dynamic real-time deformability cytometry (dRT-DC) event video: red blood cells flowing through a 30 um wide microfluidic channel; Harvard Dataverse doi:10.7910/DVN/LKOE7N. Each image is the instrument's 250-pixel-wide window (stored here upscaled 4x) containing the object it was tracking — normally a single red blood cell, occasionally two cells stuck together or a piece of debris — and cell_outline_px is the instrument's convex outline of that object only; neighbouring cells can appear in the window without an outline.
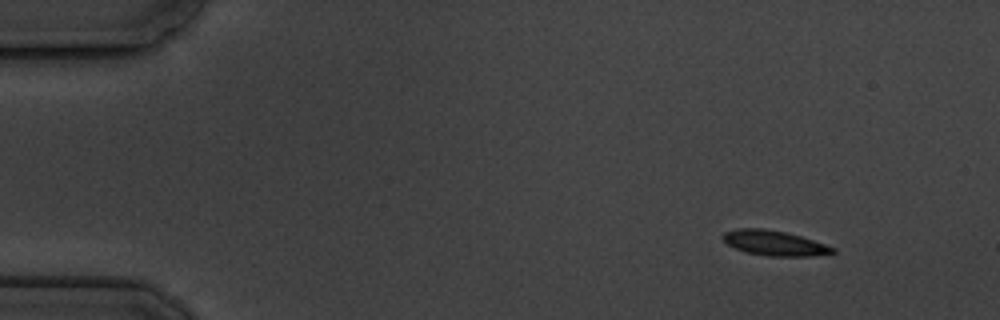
{"species": "common noctule bat (a hibernating species)", "species_latin": "Nyctalus noctula", "temperature_condition": "cold", "stored_images_in_passage": 9, "segment_of_instrument_passage": [1, 2], "camera_frame_rate_fps": 3000, "um_per_image_px": 0.085, "animal": {"sex": "male", "body_mass_g": 19.5, "forearm_length_mm": 54.6}, "frame": {"image": 1, "passage_image": 1, "time_ms": 0.0, "image_size_px": [1000, 320], "cell_outline_px": [[836, 252], [812, 256], [768, 256], [748, 252], [736, 248], [728, 244], [720, 236], [724, 232], [736, 228], [764, 228], [784, 232], [800, 236], [836, 248]], "centroid_in_image_um": [65.8, 20.65], "position_along_channel_um": 19.2, "area_um2": 15.84}}